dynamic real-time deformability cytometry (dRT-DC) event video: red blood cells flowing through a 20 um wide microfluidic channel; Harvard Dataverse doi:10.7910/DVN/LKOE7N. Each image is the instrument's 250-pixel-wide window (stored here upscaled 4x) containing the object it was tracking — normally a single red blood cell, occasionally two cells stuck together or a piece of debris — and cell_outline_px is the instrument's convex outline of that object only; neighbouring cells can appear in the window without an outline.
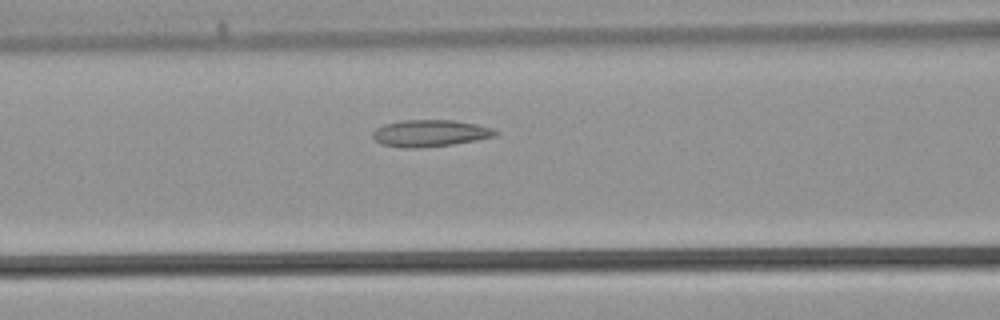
{"species": "common noctule bat (a hibernating species)", "species_latin": "Nyctalus noctula", "temperature_condition": "warm", "stored_images_in_passage": 35, "camera_frame_rate_fps": 3000, "um_per_image_px": 0.085, "animal": {"sex": "male", "body_mass_g": 21.5, "forearm_length_mm": 52.0}, "frame": {"image": 1, "passage_image": 12, "time_ms": 3.667, "image_size_px": [1000, 320], "cell_outline_px": [[500, 132], [496, 136], [476, 140], [452, 144], [420, 148], [404, 148], [380, 144], [372, 136], [372, 132], [376, 128], [384, 124], [404, 120], [452, 120], [476, 124], [492, 128]], "centroid_in_image_um": [36.55, 11.33], "position_along_channel_um": 130.1, "area_um2": 19.19}}
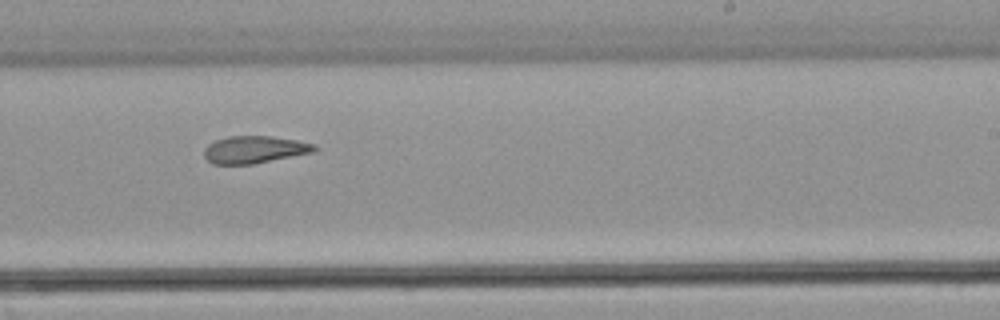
{"frame": {"image": 2, "passage_image": 20, "time_ms": 6.333, "image_size_px": [1000, 320], "cell_outline_px": [[320, 148], [312, 152], [252, 164], [212, 164], [204, 156], [204, 148], [208, 144], [216, 140], [228, 136], [272, 136], [296, 140], [316, 144]], "centroid_in_image_um": [21.63, 12.7], "position_along_channel_um": 267.4, "area_um2": 17.51}}
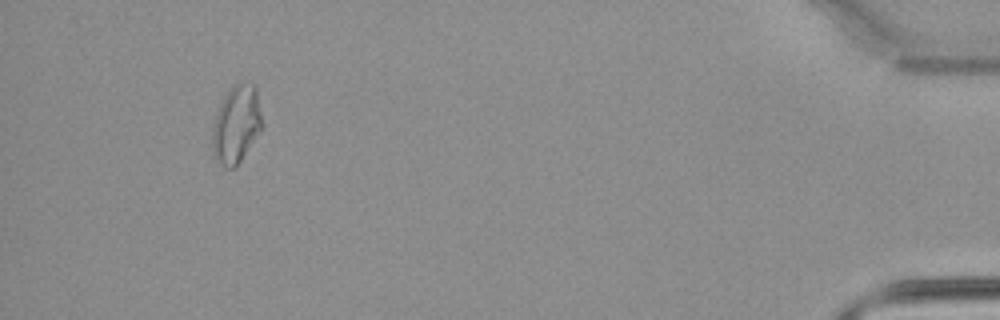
{"frame": {"image": 3, "passage_image": 33, "time_ms": 10.667, "image_size_px": [1000, 320], "cell_outline_px": [[264, 124], [260, 132], [236, 168], [228, 168], [216, 156], [212, 148], [212, 128], [216, 112], [228, 88], [240, 80], [256, 84]], "centroid_in_image_um": [20.13, 10.48], "position_along_channel_um": 415.1, "area_um2": 22.95}}